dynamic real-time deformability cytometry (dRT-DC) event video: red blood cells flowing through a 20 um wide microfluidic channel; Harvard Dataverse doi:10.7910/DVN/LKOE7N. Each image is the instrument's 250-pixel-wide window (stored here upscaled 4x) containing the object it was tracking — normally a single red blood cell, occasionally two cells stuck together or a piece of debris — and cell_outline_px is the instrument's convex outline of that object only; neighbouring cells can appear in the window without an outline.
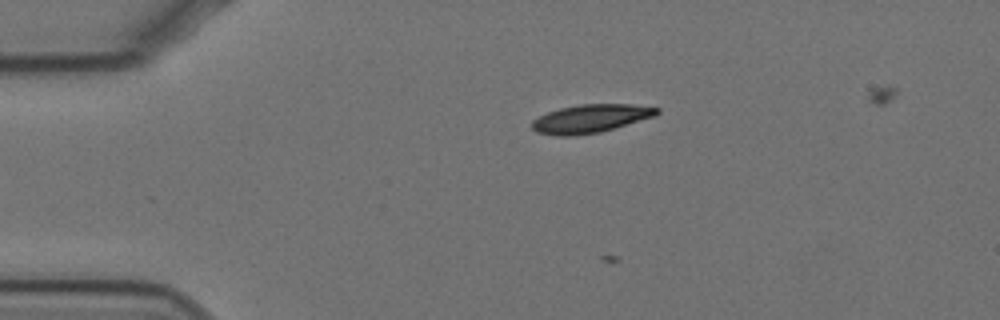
{"species": "Egyptian fruit bat (a non-hibernating species)", "species_latin": "Rousettus aegyptiacus", "temperature_condition": "cold", "stored_images_in_passage": 52, "camera_frame_rate_fps": 3000, "um_per_image_px": 0.085, "animal": {"sex": "female"}, "frame": {"image": 1, "passage_image": 5, "time_ms": 1.333, "image_size_px": [1000, 320], "cell_outline_px": [[660, 112], [656, 116], [600, 132], [572, 136], [556, 136], [536, 132], [532, 128], [532, 120], [548, 112], [560, 108], [580, 104], [632, 104], [660, 108]], "centroid_in_image_um": [50.21, 10.08], "position_along_channel_um": 34.8, "area_um2": 20.63}}
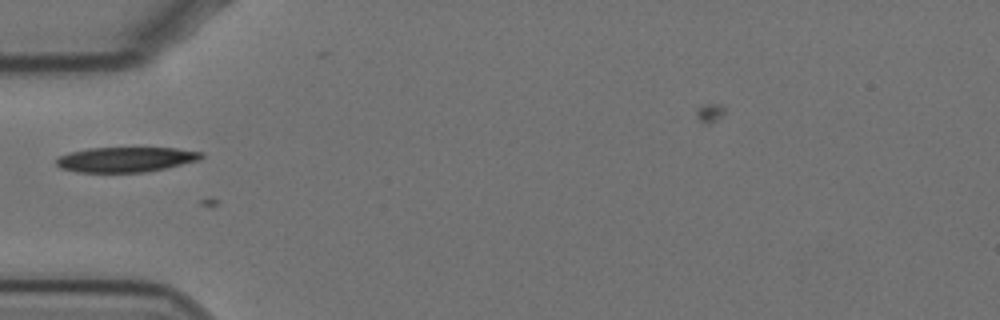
{"frame": {"image": 2, "passage_image": 12, "time_ms": 3.667, "image_size_px": [1000, 320], "cell_outline_px": [[204, 156], [200, 160], [164, 168], [144, 172], [76, 172], [60, 168], [56, 164], [56, 156], [68, 152], [88, 148], [176, 148], [204, 152]], "centroid_in_image_um": [10.66, 13.55], "position_along_channel_um": 74.3, "area_um2": 21.27}}